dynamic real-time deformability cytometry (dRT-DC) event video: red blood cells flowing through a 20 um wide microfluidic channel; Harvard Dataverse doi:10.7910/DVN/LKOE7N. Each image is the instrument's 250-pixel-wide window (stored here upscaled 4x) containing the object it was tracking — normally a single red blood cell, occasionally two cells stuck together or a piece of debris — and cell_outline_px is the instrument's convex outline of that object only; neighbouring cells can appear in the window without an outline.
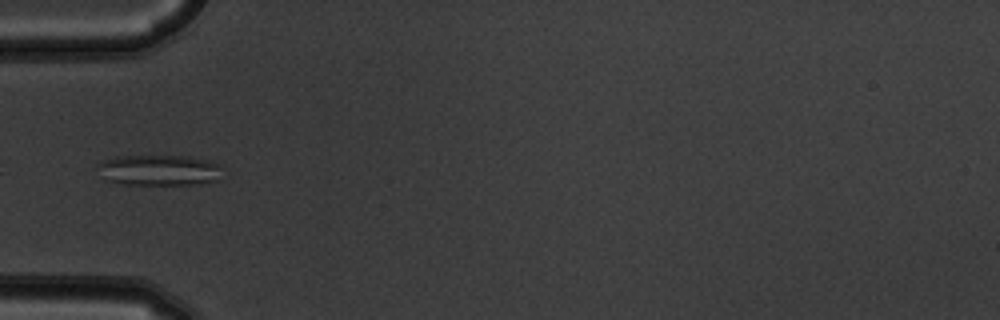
{"species": "common noctule bat (a hibernating species)", "species_latin": "Nyctalus noctula", "temperature_condition": "warm", "stored_images_in_passage": 8, "camera_frame_rate_fps": 3000, "um_per_image_px": 0.085, "animal": {"sex": "male", "body_mass_g": 19.5, "forearm_length_mm": 54.6}, "frame": {"image": 1, "passage_image": 6, "time_ms": 1.667, "image_size_px": [1000, 320], "cell_outline_px": [[220, 180], [200, 184], [120, 184], [104, 180], [96, 164], [104, 160], [116, 156], [192, 156], [208, 160], [220, 164]], "centroid_in_image_um": [13.52, 14.46], "position_along_channel_um": 71.5, "area_um2": 22.6}}
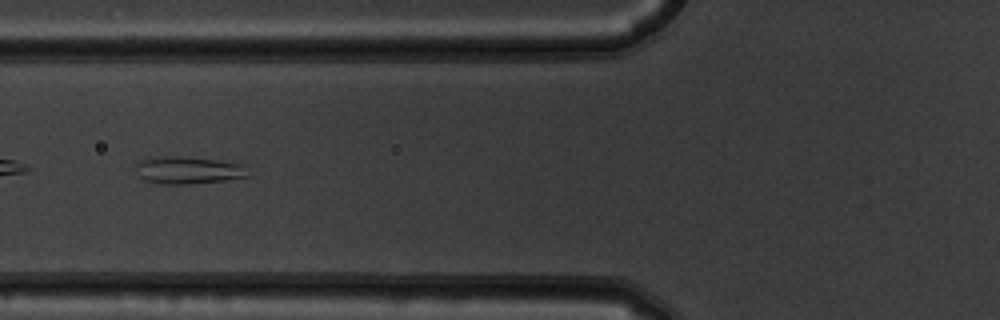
{"frame": {"image": 2, "passage_image": 7, "time_ms": 2.0, "image_size_px": [1000, 320], "cell_outline_px": [[248, 176], [224, 180], [188, 184], [164, 184], [144, 180], [140, 176], [136, 164], [144, 160], [156, 156], [188, 156], [244, 164]], "centroid_in_image_um": [16.01, 14.45], "position_along_channel_um": 109.8, "area_um2": 17.69}}